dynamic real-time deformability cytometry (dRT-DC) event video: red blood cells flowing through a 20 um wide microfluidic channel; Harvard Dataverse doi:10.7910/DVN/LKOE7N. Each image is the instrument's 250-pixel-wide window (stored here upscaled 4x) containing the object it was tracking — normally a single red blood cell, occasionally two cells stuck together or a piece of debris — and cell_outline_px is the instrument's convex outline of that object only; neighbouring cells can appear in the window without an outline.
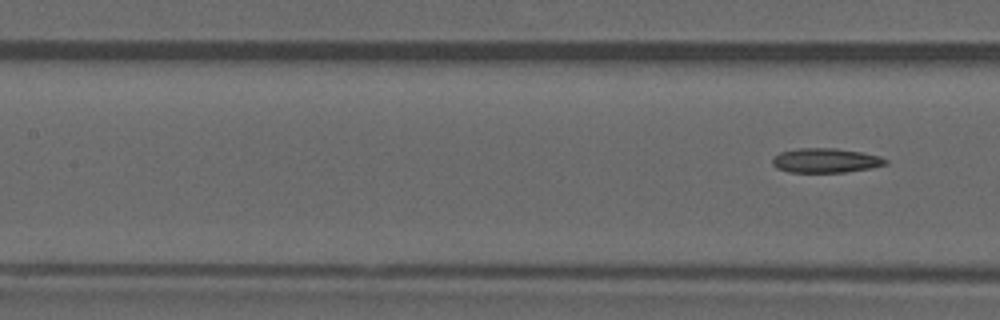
{"species": "common noctule bat (a hibernating species)", "species_latin": "Nyctalus noctula", "temperature_condition": "warm", "stored_images_in_passage": 6, "segment_of_instrument_passage": [2, 2], "camera_frame_rate_fps": 3000, "um_per_image_px": 0.085, "animal": {"sex": "male", "forearm_length_mm": 52.5}, "frame": {"image": 1, "passage_image": 6, "time_ms": 6.667, "image_size_px": [1000, 320], "cell_outline_px": [[888, 164], [872, 168], [844, 172], [788, 172], [776, 168], [772, 164], [772, 156], [780, 152], [796, 148], [836, 148], [860, 152], [880, 156], [888, 160]], "centroid_in_image_um": [70.16, 13.64], "position_along_channel_um": 137.2, "area_um2": 16.3}}